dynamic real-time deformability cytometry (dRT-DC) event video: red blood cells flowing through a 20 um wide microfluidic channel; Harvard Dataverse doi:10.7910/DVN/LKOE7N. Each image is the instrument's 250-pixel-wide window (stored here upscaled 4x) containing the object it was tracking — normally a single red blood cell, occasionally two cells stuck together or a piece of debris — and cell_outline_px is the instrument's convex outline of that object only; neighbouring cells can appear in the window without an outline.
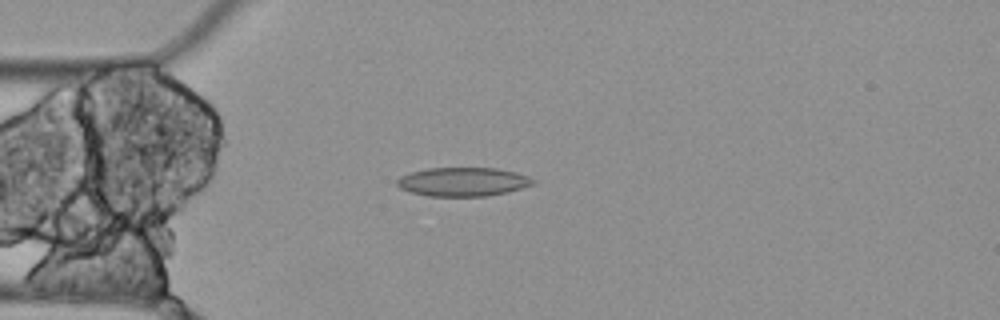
{"species": "Egyptian fruit bat (a non-hibernating species)", "species_latin": "Rousettus aegyptiacus", "temperature_condition": "cold", "stored_images_in_passage": 6, "camera_frame_rate_fps": 3000, "um_per_image_px": 0.085, "animal": {"sex": "female"}, "frame": {"image": 1, "passage_image": 5, "time_ms": 1.333, "image_size_px": [1000, 320], "cell_outline_px": [[536, 184], [508, 192], [488, 196], [428, 196], [412, 192], [400, 188], [396, 184], [396, 180], [400, 176], [412, 172], [428, 168], [496, 168], [516, 172], [528, 176], [536, 180]], "centroid_in_image_um": [39.39, 15.45], "position_along_channel_um": 45.6, "area_um2": 22.95}}